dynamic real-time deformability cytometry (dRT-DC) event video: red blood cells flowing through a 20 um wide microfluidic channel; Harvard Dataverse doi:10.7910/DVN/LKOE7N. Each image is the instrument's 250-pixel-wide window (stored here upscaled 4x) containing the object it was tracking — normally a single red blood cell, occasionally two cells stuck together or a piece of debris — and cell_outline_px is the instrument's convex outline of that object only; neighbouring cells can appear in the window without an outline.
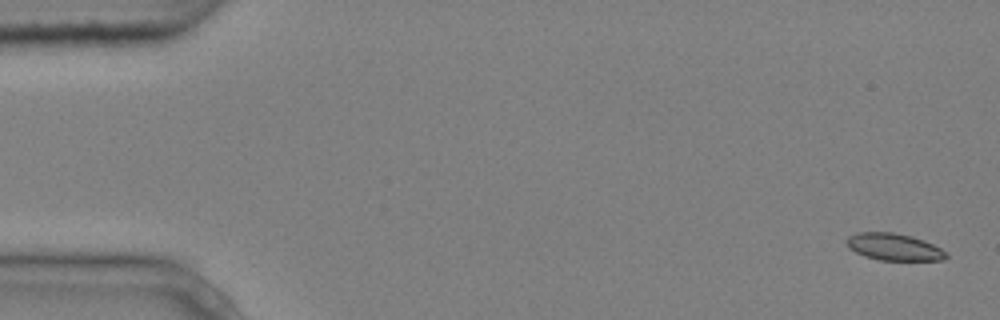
{"species": "common noctule bat (a hibernating species)", "species_latin": "Nyctalus noctula", "temperature_condition": "cold", "stored_images_in_passage": 5, "camera_frame_rate_fps": 3000, "um_per_image_px": 0.085, "animal": {"sex": "male", "body_mass_g": 20.4}, "frame": {"image": 1, "passage_image": 1, "time_ms": 0.0, "image_size_px": [1000, 320], "cell_outline_px": [[948, 256], [944, 260], [880, 260], [864, 256], [848, 248], [848, 236], [856, 232], [892, 232], [912, 236], [924, 240], [948, 252]], "centroid_in_image_um": [76.0, 20.99], "position_along_channel_um": 9.0, "area_um2": 15.66}}
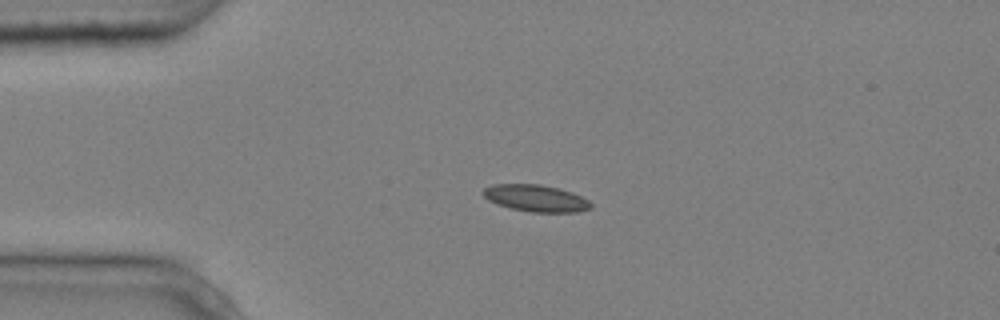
{"frame": {"image": 2, "passage_image": 4, "time_ms": 1.0, "image_size_px": [1000, 320], "cell_outline_px": [[592, 208], [576, 212], [532, 212], [512, 208], [496, 204], [488, 200], [480, 192], [484, 188], [492, 184], [540, 184], [560, 188], [572, 192], [588, 200], [592, 204]], "centroid_in_image_um": [45.53, 16.84], "position_along_channel_um": 39.5, "area_um2": 16.94}}